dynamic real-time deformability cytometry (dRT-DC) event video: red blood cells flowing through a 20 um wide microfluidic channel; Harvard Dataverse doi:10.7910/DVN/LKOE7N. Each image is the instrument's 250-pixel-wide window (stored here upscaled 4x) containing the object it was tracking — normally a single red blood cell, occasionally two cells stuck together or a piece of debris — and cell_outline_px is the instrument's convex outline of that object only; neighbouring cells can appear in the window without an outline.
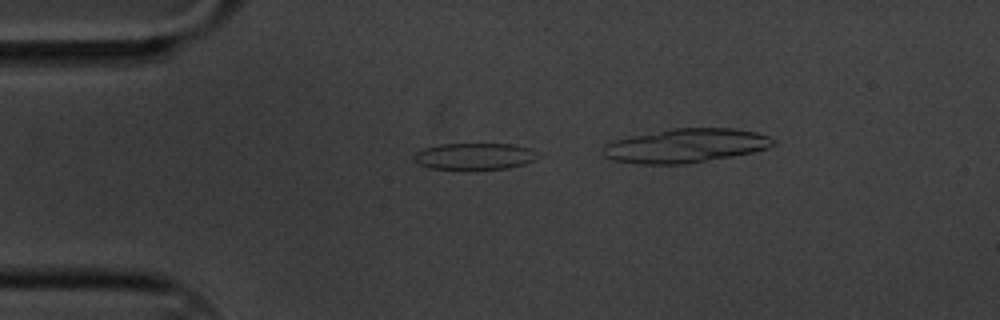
{"species": "common noctule bat (a hibernating species)", "species_latin": "Nyctalus noctula", "temperature_condition": "cold", "stored_images_in_passage": 19, "camera_frame_rate_fps": 3000, "um_per_image_px": 0.085, "animal": {"sex": "male", "body_mass_g": 20.1, "forearm_length_mm": 53.5}, "frame": {"image": 1, "passage_image": 9, "time_ms": 2.667, "image_size_px": [1000, 320], "cell_outline_px": [[540, 156], [524, 164], [508, 168], [428, 168], [420, 164], [416, 160], [416, 152], [424, 148], [440, 144], [516, 144], [532, 148]], "centroid_in_image_um": [40.4, 13.26], "position_along_channel_um": 44.6, "area_um2": 18.79}}